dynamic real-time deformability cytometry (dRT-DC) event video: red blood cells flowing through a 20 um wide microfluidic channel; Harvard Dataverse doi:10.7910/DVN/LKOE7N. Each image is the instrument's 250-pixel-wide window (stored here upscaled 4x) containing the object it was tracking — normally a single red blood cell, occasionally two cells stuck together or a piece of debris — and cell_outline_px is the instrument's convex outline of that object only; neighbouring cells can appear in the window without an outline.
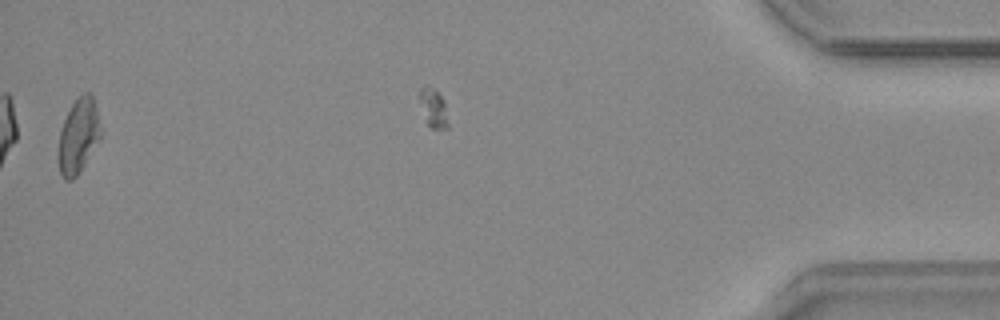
{"species": "common noctule bat (a hibernating species)", "species_latin": "Nyctalus noctula", "temperature_condition": "warm", "stored_images_in_passage": 33, "camera_frame_rate_fps": 3000, "um_per_image_px": 0.085, "animal": {"sex": "male", "body_mass_g": 20.4}, "frame": {"image": 1, "passage_image": 32, "time_ms": 10.333, "image_size_px": [1000, 320], "cell_outline_px": [[100, 140], [76, 176], [72, 180], [64, 180], [60, 172], [56, 156], [60, 128], [72, 104], [84, 92], [88, 92], [92, 96], [96, 108], [100, 132]], "centroid_in_image_um": [6.61, 11.6], "position_along_channel_um": 428.6, "area_um2": 18.32}}